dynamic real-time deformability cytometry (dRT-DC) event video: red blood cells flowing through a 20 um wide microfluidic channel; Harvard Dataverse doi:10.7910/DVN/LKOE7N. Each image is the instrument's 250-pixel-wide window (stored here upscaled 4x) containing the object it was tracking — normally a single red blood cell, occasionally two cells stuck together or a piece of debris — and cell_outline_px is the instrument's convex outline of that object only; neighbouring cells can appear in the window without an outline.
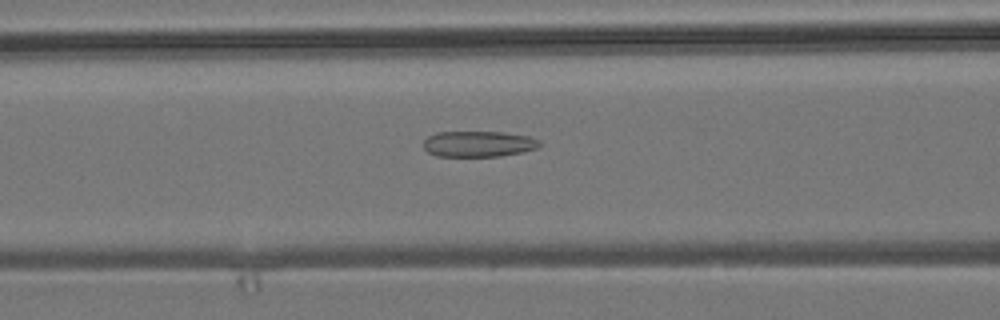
{"species": "common noctule bat (a hibernating species)", "species_latin": "Nyctalus noctula", "temperature_condition": "room temperature", "stored_images_in_passage": 38, "camera_frame_rate_fps": 3000, "um_per_image_px": 0.085, "animal": {"sex": "male", "body_mass_g": 19.2, "forearm_length_mm": 51.8}, "frame": {"image": 1, "passage_image": 6, "time_ms": 1.667, "image_size_px": [1000, 320], "cell_outline_px": [[540, 144], [536, 148], [520, 152], [500, 156], [436, 156], [428, 152], [424, 148], [424, 140], [428, 136], [436, 132], [504, 132], [528, 136], [540, 140]], "centroid_in_image_um": [40.64, 12.23], "position_along_channel_um": 126.0, "area_um2": 17.4}}
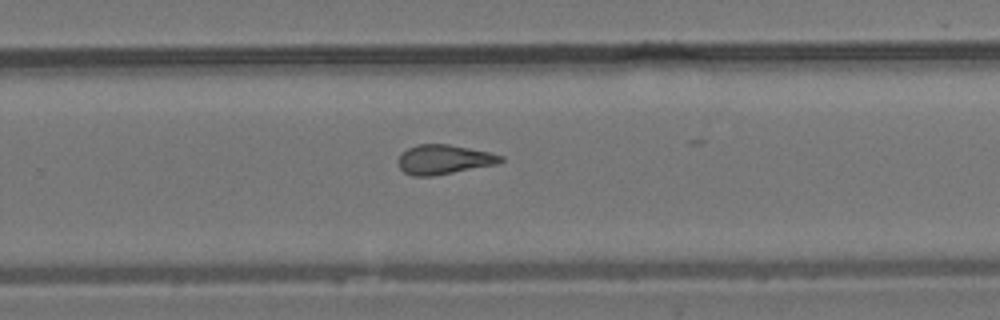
{"frame": {"image": 2, "passage_image": 19, "time_ms": 6.0, "image_size_px": [1000, 320], "cell_outline_px": [[504, 160], [496, 164], [432, 176], [412, 176], [404, 172], [400, 168], [396, 160], [408, 148], [416, 144], [448, 144], [488, 152], [504, 156]], "centroid_in_image_um": [37.7, 13.56], "position_along_channel_um": 292.1, "area_um2": 17.46}}
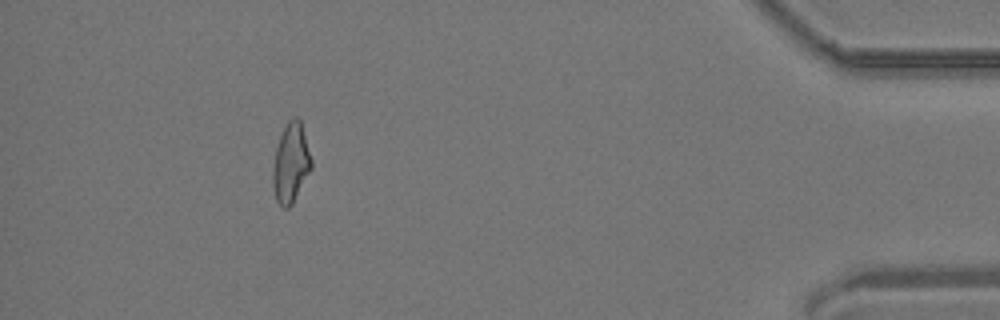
{"frame": {"image": 3, "passage_image": 33, "time_ms": 10.667, "image_size_px": [1000, 320], "cell_outline_px": [[312, 168], [292, 204], [288, 208], [284, 208], [276, 200], [272, 184], [272, 168], [276, 148], [280, 136], [288, 120], [292, 116], [296, 116], [300, 120], [312, 160]], "centroid_in_image_um": [24.71, 13.86], "position_along_channel_um": 410.5, "area_um2": 17.8}, "authors_computed_cell_mechanics": {"area_um2": 17.6579, "velocity_mm_per_s": 3.8488, "shape_relaxation_time_tau1_ms": null, "shape_relaxation_time_tau2_ms": 2.4457, "deformation_change_tau1": null, "deformation_change_tau2": 0.1219}}